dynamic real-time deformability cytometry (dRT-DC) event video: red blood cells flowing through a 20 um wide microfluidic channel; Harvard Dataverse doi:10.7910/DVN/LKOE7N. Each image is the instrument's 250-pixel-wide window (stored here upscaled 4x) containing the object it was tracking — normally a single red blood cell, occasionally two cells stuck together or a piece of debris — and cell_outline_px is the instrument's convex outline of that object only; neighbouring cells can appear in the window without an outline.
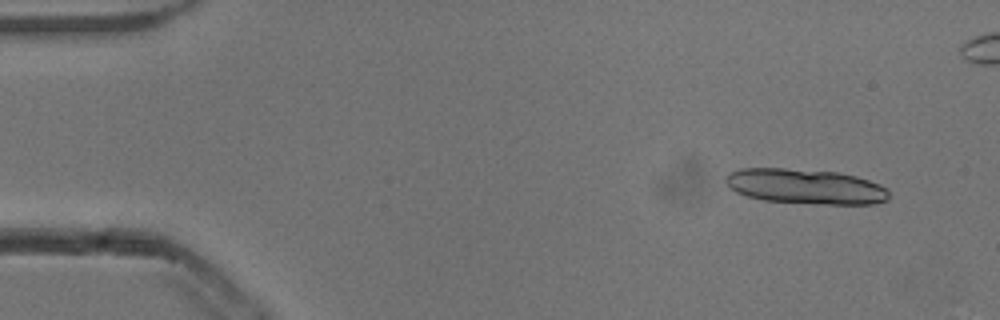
{"species": "common noctule bat (a hibernating species)", "species_latin": "Nyctalus noctula", "temperature_condition": "cold", "stored_images_in_passage": 19, "camera_frame_rate_fps": 3000, "um_per_image_px": 0.085, "animal": {"sex": "male", "body_mass_g": 13.3}, "frame": {"image": 1, "passage_image": 4, "time_ms": 1.0, "image_size_px": [1000, 320], "cell_outline_px": [[888, 200], [872, 204], [828, 204], [764, 200], [748, 196], [736, 192], [724, 180], [724, 176], [728, 172], [740, 168], [784, 168], [840, 172], [856, 176], [880, 184], [888, 188]], "centroid_in_image_um": [68.47, 15.83], "position_along_channel_um": 16.5, "area_um2": 33.41}}